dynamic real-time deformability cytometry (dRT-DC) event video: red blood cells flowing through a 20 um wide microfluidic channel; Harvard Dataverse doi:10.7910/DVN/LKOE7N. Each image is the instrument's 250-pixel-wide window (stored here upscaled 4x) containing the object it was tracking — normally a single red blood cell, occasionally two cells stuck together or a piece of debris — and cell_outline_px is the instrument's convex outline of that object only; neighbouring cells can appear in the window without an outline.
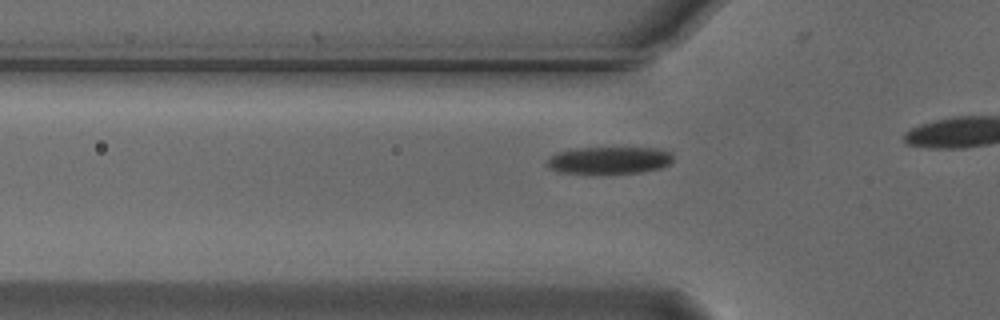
{"species": "Egyptian fruit bat (a non-hibernating species)", "species_latin": "Rousettus aegyptiacus", "temperature_condition": "cold", "stored_images_in_passage": 16, "camera_frame_rate_fps": 3000, "um_per_image_px": 0.085, "animal": {"sex": "male"}, "frame": {"image": 1, "passage_image": 10, "time_ms": 3.0, "image_size_px": [1000, 320], "cell_outline_px": [[672, 160], [668, 164], [660, 168], [640, 172], [592, 176], [556, 172], [548, 168], [548, 160], [556, 152], [572, 148], [660, 148], [672, 152]], "centroid_in_image_um": [51.73, 13.66], "position_along_channel_um": 74.1, "area_um2": 20.81}}
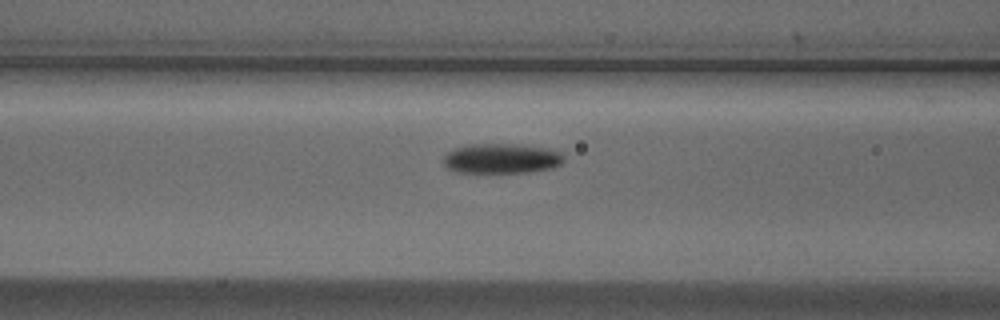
{"frame": {"image": 2, "passage_image": 14, "time_ms": 4.333, "image_size_px": [1000, 320], "cell_outline_px": [[564, 160], [560, 164], [552, 168], [528, 172], [460, 172], [448, 168], [444, 164], [444, 156], [452, 148], [468, 144], [520, 144], [556, 148], [564, 156]], "centroid_in_image_um": [42.68, 13.44], "position_along_channel_um": 123.9, "area_um2": 21.27}}